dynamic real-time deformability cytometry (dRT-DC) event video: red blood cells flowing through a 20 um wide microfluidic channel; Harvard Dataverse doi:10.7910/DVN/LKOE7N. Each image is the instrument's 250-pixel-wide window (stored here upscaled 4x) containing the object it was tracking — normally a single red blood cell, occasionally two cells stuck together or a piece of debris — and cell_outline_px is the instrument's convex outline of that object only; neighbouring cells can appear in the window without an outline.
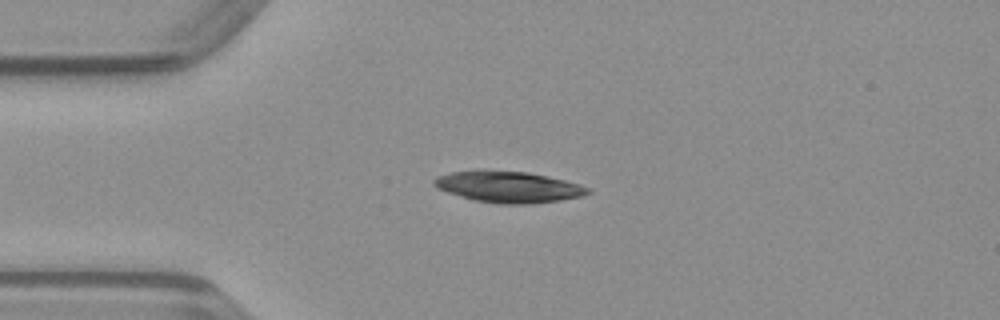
{"species": "common noctule bat (a hibernating species)", "species_latin": "Nyctalus noctula", "temperature_condition": "warm", "stored_images_in_passage": 38, "camera_frame_rate_fps": 3000, "um_per_image_px": 0.085, "animal": {"sex": "male", "body_mass_g": 23.1, "forearm_length_mm": 52.7}, "frame": {"image": 1, "passage_image": 1, "time_ms": 0.0, "image_size_px": [1000, 320], "cell_outline_px": [[592, 192], [584, 196], [560, 200], [532, 204], [496, 204], [472, 200], [436, 188], [432, 184], [432, 180], [440, 176], [452, 172], [528, 172], [548, 176], [580, 184], [592, 188]], "centroid_in_image_um": [43.3, 15.93], "position_along_channel_um": 41.7, "area_um2": 27.63}}
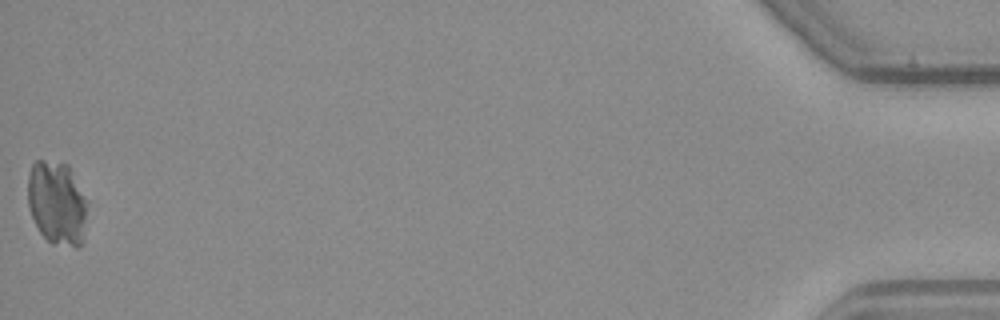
{"frame": {"image": 2, "passage_image": 38, "time_ms": 12.333, "image_size_px": [1000, 320], "cell_outline_px": [[88, 204], [84, 240], [80, 248], [76, 248], [52, 244], [40, 232], [28, 208], [28, 176], [32, 164], [36, 160], [44, 160], [68, 164], [88, 200]], "centroid_in_image_um": [4.88, 17.28], "position_along_channel_um": 430.3, "area_um2": 29.77}}